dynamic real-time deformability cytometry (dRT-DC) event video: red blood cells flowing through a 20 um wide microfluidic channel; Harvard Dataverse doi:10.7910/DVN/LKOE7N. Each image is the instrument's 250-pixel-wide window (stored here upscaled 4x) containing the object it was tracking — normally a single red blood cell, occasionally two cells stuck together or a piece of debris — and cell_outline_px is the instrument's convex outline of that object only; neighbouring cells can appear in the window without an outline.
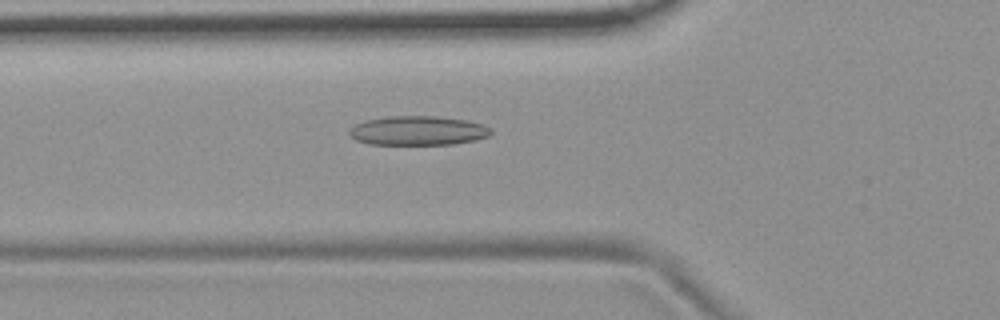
{"species": "common noctule bat (a hibernating species)", "species_latin": "Nyctalus noctula", "temperature_condition": "room temperature", "stored_images_in_passage": 37, "camera_frame_rate_fps": 3000, "um_per_image_px": 0.085, "animal": {"sex": "female", "body_mass_g": 19.9}, "frame": {"image": 1, "passage_image": 2, "time_ms": 0.333, "image_size_px": [1000, 320], "cell_outline_px": [[492, 132], [488, 136], [476, 140], [452, 144], [368, 144], [356, 140], [348, 132], [348, 128], [364, 120], [388, 116], [436, 116], [468, 120], [484, 124], [492, 128]], "centroid_in_image_um": [35.54, 11.09], "position_along_channel_um": 90.3, "area_um2": 24.33}}
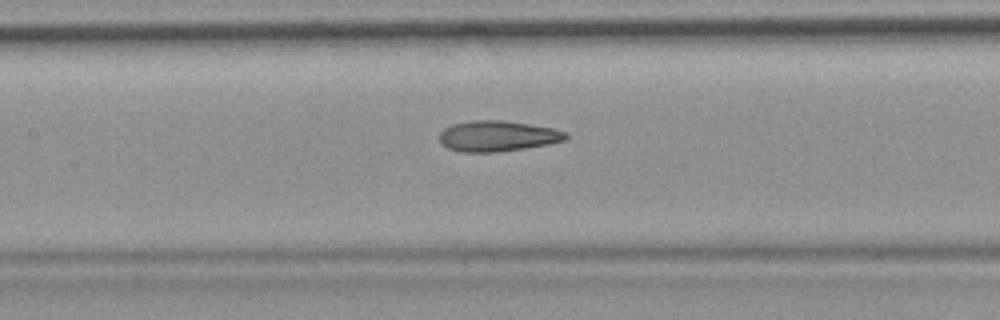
{"frame": {"image": 2, "passage_image": 8, "time_ms": 2.333, "image_size_px": [1000, 320], "cell_outline_px": [[568, 136], [564, 140], [548, 144], [524, 148], [492, 152], [460, 152], [448, 148], [440, 140], [440, 132], [444, 128], [452, 124], [472, 120], [504, 120], [552, 128], [568, 132]], "centroid_in_image_um": [42.28, 11.55], "position_along_channel_um": 165.1, "area_um2": 22.43}}
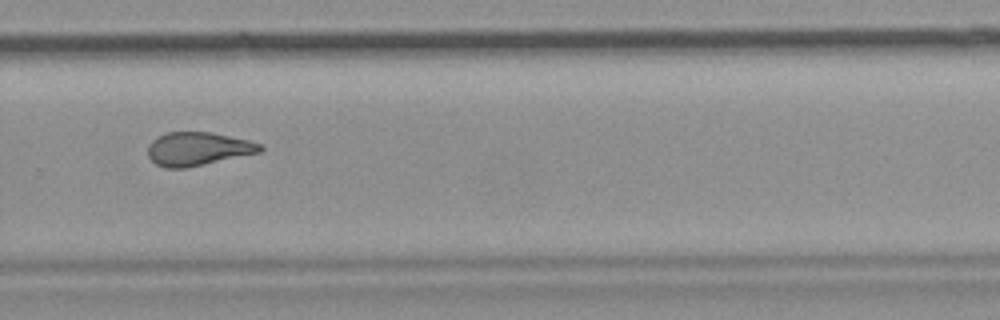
{"frame": {"image": 3, "passage_image": 20, "time_ms": 6.333, "image_size_px": [1000, 320], "cell_outline_px": [[264, 148], [260, 152], [188, 168], [164, 168], [156, 164], [148, 156], [148, 144], [156, 136], [168, 132], [212, 132], [248, 140], [260, 144]], "centroid_in_image_um": [16.79, 12.65], "position_along_channel_um": 313.0, "area_um2": 21.96}}